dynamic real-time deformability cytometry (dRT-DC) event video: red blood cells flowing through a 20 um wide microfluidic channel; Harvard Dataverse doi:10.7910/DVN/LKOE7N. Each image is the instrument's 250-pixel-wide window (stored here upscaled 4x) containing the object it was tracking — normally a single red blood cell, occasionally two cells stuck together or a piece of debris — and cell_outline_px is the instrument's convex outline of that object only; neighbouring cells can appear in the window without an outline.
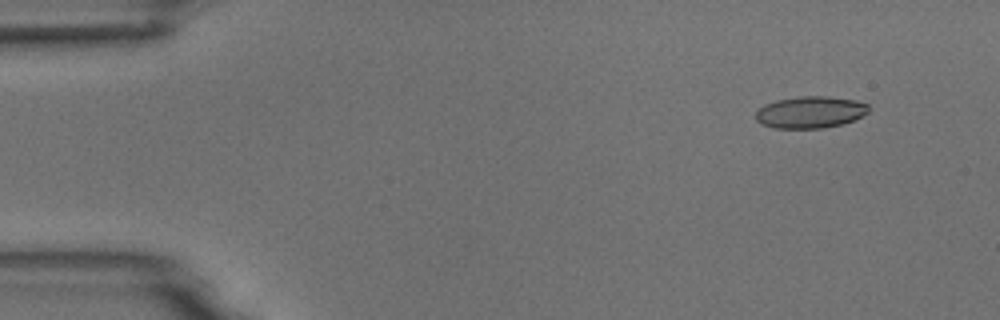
{"species": "common noctule bat (a hibernating species)", "species_latin": "Nyctalus noctula", "temperature_condition": "room temperature", "stored_images_in_passage": 50, "camera_frame_rate_fps": 3000, "um_per_image_px": 0.085, "animal": {"sex": "male", "body_mass_g": 18.8}, "frame": {"image": 1, "passage_image": 2, "time_ms": 0.333, "image_size_px": [1000, 320], "cell_outline_px": [[868, 112], [844, 124], [824, 128], [772, 128], [760, 124], [756, 120], [756, 112], [764, 104], [776, 100], [800, 96], [828, 96], [856, 100], [868, 104]], "centroid_in_image_um": [68.85, 9.54], "position_along_channel_um": 16.2, "area_um2": 21.04}}
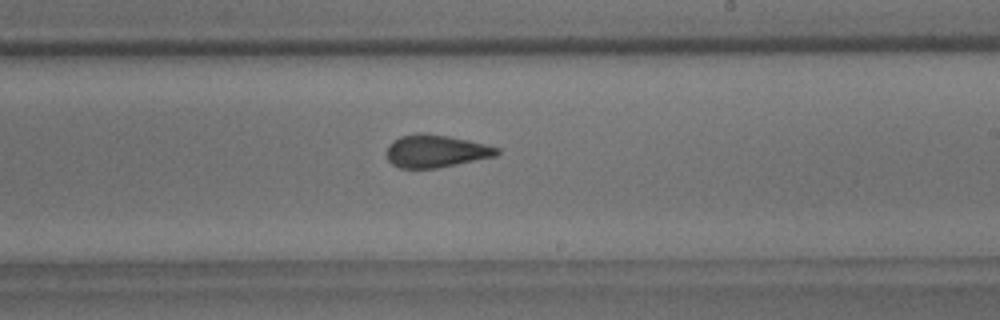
{"frame": {"image": 2, "passage_image": 29, "time_ms": 9.333, "image_size_px": [1000, 320], "cell_outline_px": [[500, 152], [496, 156], [436, 168], [400, 168], [392, 164], [388, 160], [384, 152], [388, 144], [392, 140], [400, 136], [416, 132], [424, 132], [448, 136], [468, 140], [500, 148]], "centroid_in_image_um": [36.98, 12.83], "position_along_channel_um": 252.0, "area_um2": 21.21}}
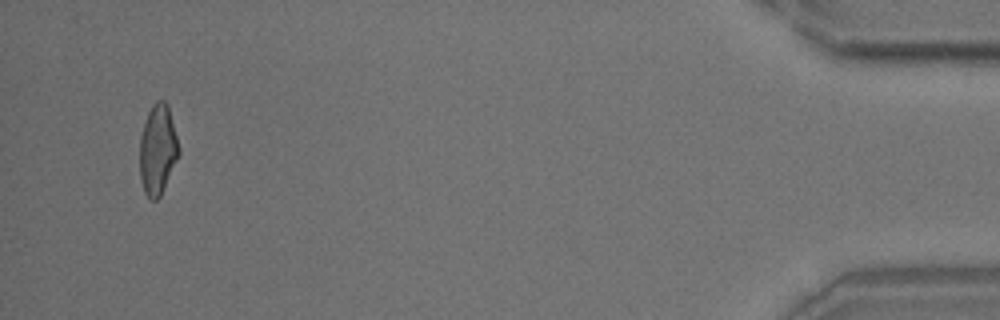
{"frame": {"image": 3, "passage_image": 49, "time_ms": 16.0, "image_size_px": [1000, 320], "cell_outline_px": [[180, 156], [160, 196], [156, 200], [152, 200], [144, 192], [140, 180], [140, 136], [148, 112], [152, 104], [156, 100], [164, 100], [168, 104], [180, 148]], "centroid_in_image_um": [13.42, 12.71], "position_along_channel_um": 421.8, "area_um2": 20.75}}